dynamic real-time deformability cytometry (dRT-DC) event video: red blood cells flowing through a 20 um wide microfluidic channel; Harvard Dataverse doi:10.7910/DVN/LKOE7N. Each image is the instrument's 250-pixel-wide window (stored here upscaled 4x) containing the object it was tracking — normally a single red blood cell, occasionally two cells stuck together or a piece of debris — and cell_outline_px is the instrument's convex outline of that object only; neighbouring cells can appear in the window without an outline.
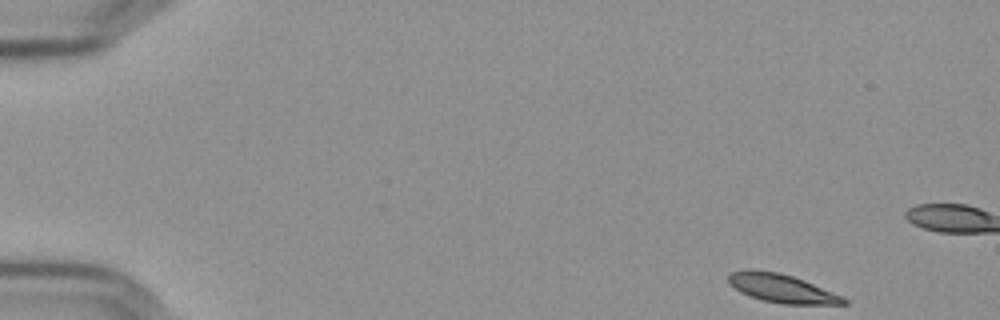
{"species": "Egyptian fruit bat (a non-hibernating species)", "species_latin": "Rousettus aegyptiacus", "temperature_condition": "cold", "stored_images_in_passage": 54, "camera_frame_rate_fps": 3000, "um_per_image_px": 0.085, "frame": {"image": 1, "passage_image": 1, "time_ms": 0.0, "image_size_px": [1000, 320], "cell_outline_px": [[848, 304], [784, 304], [764, 300], [748, 296], [740, 292], [728, 284], [728, 276], [732, 272], [780, 272], [804, 280], [844, 296], [848, 300]], "centroid_in_image_um": [66.53, 24.55], "position_along_channel_um": 18.5, "area_um2": 18.67}}
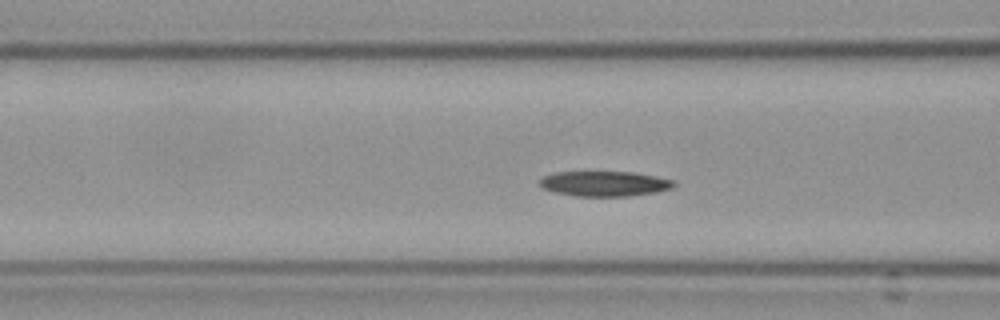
{"frame": {"image": 2, "passage_image": 19, "time_ms": 6.0, "image_size_px": [1000, 320], "cell_outline_px": [[676, 184], [672, 188], [656, 192], [628, 196], [576, 196], [552, 192], [544, 188], [540, 184], [540, 180], [544, 176], [556, 172], [632, 172], [656, 176], [676, 180]], "centroid_in_image_um": [51.42, 15.61], "position_along_channel_um": 115.2, "area_um2": 19.65}}
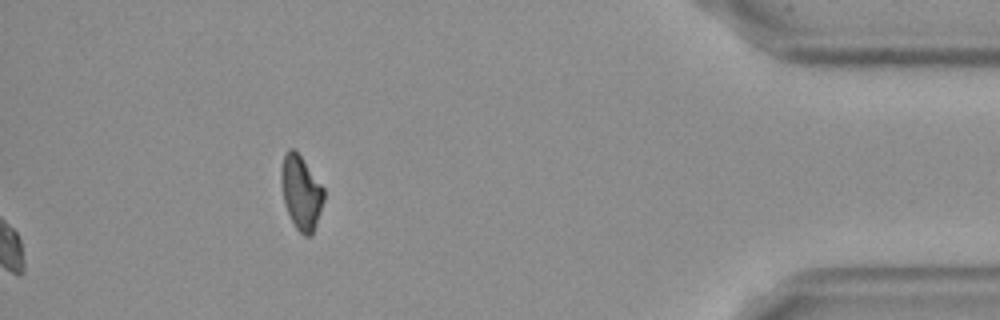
{"frame": {"image": 3, "passage_image": 54, "time_ms": 17.667, "image_size_px": [1000, 320], "cell_outline_px": [[324, 200], [312, 236], [304, 236], [296, 228], [288, 212], [284, 200], [280, 180], [280, 168], [284, 156], [288, 148], [292, 148], [300, 156], [324, 188]], "centroid_in_image_um": [25.58, 16.37], "position_along_channel_um": 409.6, "area_um2": 18.15}}